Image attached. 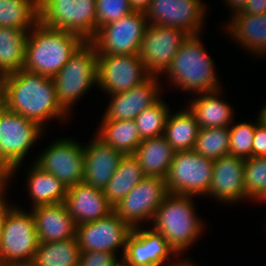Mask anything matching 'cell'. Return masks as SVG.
Returning a JSON list of instances; mask_svg holds the SVG:
<instances>
[{
    "label": "cell",
    "instance_id": "cell-1",
    "mask_svg": "<svg viewBox=\"0 0 266 266\" xmlns=\"http://www.w3.org/2000/svg\"><path fill=\"white\" fill-rule=\"evenodd\" d=\"M4 107L42 128L50 119L69 115L58 102L53 78L24 69L6 75Z\"/></svg>",
    "mask_w": 266,
    "mask_h": 266
},
{
    "label": "cell",
    "instance_id": "cell-2",
    "mask_svg": "<svg viewBox=\"0 0 266 266\" xmlns=\"http://www.w3.org/2000/svg\"><path fill=\"white\" fill-rule=\"evenodd\" d=\"M85 41L76 33L53 29L39 21L27 34L22 69L54 78Z\"/></svg>",
    "mask_w": 266,
    "mask_h": 266
},
{
    "label": "cell",
    "instance_id": "cell-3",
    "mask_svg": "<svg viewBox=\"0 0 266 266\" xmlns=\"http://www.w3.org/2000/svg\"><path fill=\"white\" fill-rule=\"evenodd\" d=\"M200 35H189L164 72L180 90L195 93L220 90L214 61L201 44Z\"/></svg>",
    "mask_w": 266,
    "mask_h": 266
},
{
    "label": "cell",
    "instance_id": "cell-4",
    "mask_svg": "<svg viewBox=\"0 0 266 266\" xmlns=\"http://www.w3.org/2000/svg\"><path fill=\"white\" fill-rule=\"evenodd\" d=\"M192 197L195 196L169 194L152 219L151 228L162 234L177 254L196 243L205 226L195 214Z\"/></svg>",
    "mask_w": 266,
    "mask_h": 266
},
{
    "label": "cell",
    "instance_id": "cell-5",
    "mask_svg": "<svg viewBox=\"0 0 266 266\" xmlns=\"http://www.w3.org/2000/svg\"><path fill=\"white\" fill-rule=\"evenodd\" d=\"M97 64V50L90 41H85L53 78L58 102L67 113L80 97L97 85Z\"/></svg>",
    "mask_w": 266,
    "mask_h": 266
},
{
    "label": "cell",
    "instance_id": "cell-6",
    "mask_svg": "<svg viewBox=\"0 0 266 266\" xmlns=\"http://www.w3.org/2000/svg\"><path fill=\"white\" fill-rule=\"evenodd\" d=\"M39 21L89 41L96 34L95 0H39Z\"/></svg>",
    "mask_w": 266,
    "mask_h": 266
},
{
    "label": "cell",
    "instance_id": "cell-7",
    "mask_svg": "<svg viewBox=\"0 0 266 266\" xmlns=\"http://www.w3.org/2000/svg\"><path fill=\"white\" fill-rule=\"evenodd\" d=\"M38 123L12 112L0 109V162L11 172L18 170L32 145L43 135Z\"/></svg>",
    "mask_w": 266,
    "mask_h": 266
},
{
    "label": "cell",
    "instance_id": "cell-8",
    "mask_svg": "<svg viewBox=\"0 0 266 266\" xmlns=\"http://www.w3.org/2000/svg\"><path fill=\"white\" fill-rule=\"evenodd\" d=\"M214 160L194 150L177 151L165 182L170 194L207 196L212 180Z\"/></svg>",
    "mask_w": 266,
    "mask_h": 266
},
{
    "label": "cell",
    "instance_id": "cell-9",
    "mask_svg": "<svg viewBox=\"0 0 266 266\" xmlns=\"http://www.w3.org/2000/svg\"><path fill=\"white\" fill-rule=\"evenodd\" d=\"M147 25L144 12L132 11L117 21L98 27L89 41L98 55L138 54Z\"/></svg>",
    "mask_w": 266,
    "mask_h": 266
},
{
    "label": "cell",
    "instance_id": "cell-10",
    "mask_svg": "<svg viewBox=\"0 0 266 266\" xmlns=\"http://www.w3.org/2000/svg\"><path fill=\"white\" fill-rule=\"evenodd\" d=\"M169 194L165 179L145 176L113 211L131 229L138 228L141 222L152 221L155 211Z\"/></svg>",
    "mask_w": 266,
    "mask_h": 266
},
{
    "label": "cell",
    "instance_id": "cell-11",
    "mask_svg": "<svg viewBox=\"0 0 266 266\" xmlns=\"http://www.w3.org/2000/svg\"><path fill=\"white\" fill-rule=\"evenodd\" d=\"M14 207L7 215L0 236V257L3 264L33 260L39 246L38 234L31 211Z\"/></svg>",
    "mask_w": 266,
    "mask_h": 266
},
{
    "label": "cell",
    "instance_id": "cell-12",
    "mask_svg": "<svg viewBox=\"0 0 266 266\" xmlns=\"http://www.w3.org/2000/svg\"><path fill=\"white\" fill-rule=\"evenodd\" d=\"M150 76L138 54L98 55L97 86L109 96L128 91Z\"/></svg>",
    "mask_w": 266,
    "mask_h": 266
},
{
    "label": "cell",
    "instance_id": "cell-13",
    "mask_svg": "<svg viewBox=\"0 0 266 266\" xmlns=\"http://www.w3.org/2000/svg\"><path fill=\"white\" fill-rule=\"evenodd\" d=\"M188 36L179 28L148 24L138 52L145 69L151 75L164 74Z\"/></svg>",
    "mask_w": 266,
    "mask_h": 266
},
{
    "label": "cell",
    "instance_id": "cell-14",
    "mask_svg": "<svg viewBox=\"0 0 266 266\" xmlns=\"http://www.w3.org/2000/svg\"><path fill=\"white\" fill-rule=\"evenodd\" d=\"M33 163L69 188L83 181L84 146L74 139L61 138L44 149Z\"/></svg>",
    "mask_w": 266,
    "mask_h": 266
},
{
    "label": "cell",
    "instance_id": "cell-15",
    "mask_svg": "<svg viewBox=\"0 0 266 266\" xmlns=\"http://www.w3.org/2000/svg\"><path fill=\"white\" fill-rule=\"evenodd\" d=\"M207 6L200 0H151L145 12L148 24L179 28L201 35Z\"/></svg>",
    "mask_w": 266,
    "mask_h": 266
},
{
    "label": "cell",
    "instance_id": "cell-16",
    "mask_svg": "<svg viewBox=\"0 0 266 266\" xmlns=\"http://www.w3.org/2000/svg\"><path fill=\"white\" fill-rule=\"evenodd\" d=\"M131 228L114 211L96 221L76 226V238L81 252L108 251L117 254L122 248L124 254L126 240Z\"/></svg>",
    "mask_w": 266,
    "mask_h": 266
},
{
    "label": "cell",
    "instance_id": "cell-17",
    "mask_svg": "<svg viewBox=\"0 0 266 266\" xmlns=\"http://www.w3.org/2000/svg\"><path fill=\"white\" fill-rule=\"evenodd\" d=\"M174 255L178 256L162 234L138 227L128 235L121 259L126 266H163Z\"/></svg>",
    "mask_w": 266,
    "mask_h": 266
},
{
    "label": "cell",
    "instance_id": "cell-18",
    "mask_svg": "<svg viewBox=\"0 0 266 266\" xmlns=\"http://www.w3.org/2000/svg\"><path fill=\"white\" fill-rule=\"evenodd\" d=\"M244 167V158L230 154L215 159L207 195L230 204L246 201L248 198L244 188Z\"/></svg>",
    "mask_w": 266,
    "mask_h": 266
},
{
    "label": "cell",
    "instance_id": "cell-19",
    "mask_svg": "<svg viewBox=\"0 0 266 266\" xmlns=\"http://www.w3.org/2000/svg\"><path fill=\"white\" fill-rule=\"evenodd\" d=\"M159 77L151 75L146 81L128 91L110 96L104 117L107 120H134L144 109L161 98Z\"/></svg>",
    "mask_w": 266,
    "mask_h": 266
},
{
    "label": "cell",
    "instance_id": "cell-20",
    "mask_svg": "<svg viewBox=\"0 0 266 266\" xmlns=\"http://www.w3.org/2000/svg\"><path fill=\"white\" fill-rule=\"evenodd\" d=\"M124 154L105 144L97 136L84 146L83 181L94 188L104 190Z\"/></svg>",
    "mask_w": 266,
    "mask_h": 266
},
{
    "label": "cell",
    "instance_id": "cell-21",
    "mask_svg": "<svg viewBox=\"0 0 266 266\" xmlns=\"http://www.w3.org/2000/svg\"><path fill=\"white\" fill-rule=\"evenodd\" d=\"M64 203L76 226L101 219L113 211L104 191L84 182L67 188Z\"/></svg>",
    "mask_w": 266,
    "mask_h": 266
},
{
    "label": "cell",
    "instance_id": "cell-22",
    "mask_svg": "<svg viewBox=\"0 0 266 266\" xmlns=\"http://www.w3.org/2000/svg\"><path fill=\"white\" fill-rule=\"evenodd\" d=\"M39 243L63 241L76 237V224L64 202L31 209Z\"/></svg>",
    "mask_w": 266,
    "mask_h": 266
},
{
    "label": "cell",
    "instance_id": "cell-23",
    "mask_svg": "<svg viewBox=\"0 0 266 266\" xmlns=\"http://www.w3.org/2000/svg\"><path fill=\"white\" fill-rule=\"evenodd\" d=\"M225 27L240 46L254 55H266V13L253 15L237 12Z\"/></svg>",
    "mask_w": 266,
    "mask_h": 266
},
{
    "label": "cell",
    "instance_id": "cell-24",
    "mask_svg": "<svg viewBox=\"0 0 266 266\" xmlns=\"http://www.w3.org/2000/svg\"><path fill=\"white\" fill-rule=\"evenodd\" d=\"M220 90L199 93L191 99L189 110L195 116L199 128L228 127L234 117V110L229 103L219 98Z\"/></svg>",
    "mask_w": 266,
    "mask_h": 266
},
{
    "label": "cell",
    "instance_id": "cell-25",
    "mask_svg": "<svg viewBox=\"0 0 266 266\" xmlns=\"http://www.w3.org/2000/svg\"><path fill=\"white\" fill-rule=\"evenodd\" d=\"M176 151L167 143L164 135L142 140L133 154L146 176L163 179L168 174Z\"/></svg>",
    "mask_w": 266,
    "mask_h": 266
},
{
    "label": "cell",
    "instance_id": "cell-26",
    "mask_svg": "<svg viewBox=\"0 0 266 266\" xmlns=\"http://www.w3.org/2000/svg\"><path fill=\"white\" fill-rule=\"evenodd\" d=\"M101 122L96 133L99 139L124 155L135 153L142 141L135 120H107L103 116Z\"/></svg>",
    "mask_w": 266,
    "mask_h": 266
},
{
    "label": "cell",
    "instance_id": "cell-27",
    "mask_svg": "<svg viewBox=\"0 0 266 266\" xmlns=\"http://www.w3.org/2000/svg\"><path fill=\"white\" fill-rule=\"evenodd\" d=\"M27 186L32 208L65 201L67 187L53 174L42 171L34 163L29 169Z\"/></svg>",
    "mask_w": 266,
    "mask_h": 266
},
{
    "label": "cell",
    "instance_id": "cell-28",
    "mask_svg": "<svg viewBox=\"0 0 266 266\" xmlns=\"http://www.w3.org/2000/svg\"><path fill=\"white\" fill-rule=\"evenodd\" d=\"M145 176L137 158L133 154L124 155L118 169L103 190L108 203L112 207L116 206Z\"/></svg>",
    "mask_w": 266,
    "mask_h": 266
},
{
    "label": "cell",
    "instance_id": "cell-29",
    "mask_svg": "<svg viewBox=\"0 0 266 266\" xmlns=\"http://www.w3.org/2000/svg\"><path fill=\"white\" fill-rule=\"evenodd\" d=\"M185 109L172 115L169 112L166 119L164 136L176 152L193 150L199 131L195 116L188 106Z\"/></svg>",
    "mask_w": 266,
    "mask_h": 266
},
{
    "label": "cell",
    "instance_id": "cell-30",
    "mask_svg": "<svg viewBox=\"0 0 266 266\" xmlns=\"http://www.w3.org/2000/svg\"><path fill=\"white\" fill-rule=\"evenodd\" d=\"M28 32L0 27V73L7 75L23 68Z\"/></svg>",
    "mask_w": 266,
    "mask_h": 266
},
{
    "label": "cell",
    "instance_id": "cell-31",
    "mask_svg": "<svg viewBox=\"0 0 266 266\" xmlns=\"http://www.w3.org/2000/svg\"><path fill=\"white\" fill-rule=\"evenodd\" d=\"M81 250L77 238L39 243L33 261L37 266H78Z\"/></svg>",
    "mask_w": 266,
    "mask_h": 266
},
{
    "label": "cell",
    "instance_id": "cell-32",
    "mask_svg": "<svg viewBox=\"0 0 266 266\" xmlns=\"http://www.w3.org/2000/svg\"><path fill=\"white\" fill-rule=\"evenodd\" d=\"M39 22V0H0V27L30 31Z\"/></svg>",
    "mask_w": 266,
    "mask_h": 266
},
{
    "label": "cell",
    "instance_id": "cell-33",
    "mask_svg": "<svg viewBox=\"0 0 266 266\" xmlns=\"http://www.w3.org/2000/svg\"><path fill=\"white\" fill-rule=\"evenodd\" d=\"M230 128H199L193 150L197 154L215 160L229 155Z\"/></svg>",
    "mask_w": 266,
    "mask_h": 266
},
{
    "label": "cell",
    "instance_id": "cell-34",
    "mask_svg": "<svg viewBox=\"0 0 266 266\" xmlns=\"http://www.w3.org/2000/svg\"><path fill=\"white\" fill-rule=\"evenodd\" d=\"M162 99L160 98L151 107L144 109L134 119L141 140L164 135L166 119L170 109Z\"/></svg>",
    "mask_w": 266,
    "mask_h": 266
},
{
    "label": "cell",
    "instance_id": "cell-35",
    "mask_svg": "<svg viewBox=\"0 0 266 266\" xmlns=\"http://www.w3.org/2000/svg\"><path fill=\"white\" fill-rule=\"evenodd\" d=\"M244 188L248 199L255 201L266 190V157L245 159Z\"/></svg>",
    "mask_w": 266,
    "mask_h": 266
},
{
    "label": "cell",
    "instance_id": "cell-36",
    "mask_svg": "<svg viewBox=\"0 0 266 266\" xmlns=\"http://www.w3.org/2000/svg\"><path fill=\"white\" fill-rule=\"evenodd\" d=\"M259 118L257 122L248 123L240 122L230 128V145L229 154L240 157V158H250L253 156V139L255 135L256 125L259 123Z\"/></svg>",
    "mask_w": 266,
    "mask_h": 266
},
{
    "label": "cell",
    "instance_id": "cell-37",
    "mask_svg": "<svg viewBox=\"0 0 266 266\" xmlns=\"http://www.w3.org/2000/svg\"><path fill=\"white\" fill-rule=\"evenodd\" d=\"M96 3V32L97 28L112 23L130 14L129 0H95Z\"/></svg>",
    "mask_w": 266,
    "mask_h": 266
},
{
    "label": "cell",
    "instance_id": "cell-38",
    "mask_svg": "<svg viewBox=\"0 0 266 266\" xmlns=\"http://www.w3.org/2000/svg\"><path fill=\"white\" fill-rule=\"evenodd\" d=\"M117 256L108 251L81 252L78 266H118L122 260H119Z\"/></svg>",
    "mask_w": 266,
    "mask_h": 266
},
{
    "label": "cell",
    "instance_id": "cell-39",
    "mask_svg": "<svg viewBox=\"0 0 266 266\" xmlns=\"http://www.w3.org/2000/svg\"><path fill=\"white\" fill-rule=\"evenodd\" d=\"M253 156L266 157V127L260 122L256 125L253 139Z\"/></svg>",
    "mask_w": 266,
    "mask_h": 266
},
{
    "label": "cell",
    "instance_id": "cell-40",
    "mask_svg": "<svg viewBox=\"0 0 266 266\" xmlns=\"http://www.w3.org/2000/svg\"><path fill=\"white\" fill-rule=\"evenodd\" d=\"M245 14L261 15L266 13V0H248L240 11Z\"/></svg>",
    "mask_w": 266,
    "mask_h": 266
},
{
    "label": "cell",
    "instance_id": "cell-41",
    "mask_svg": "<svg viewBox=\"0 0 266 266\" xmlns=\"http://www.w3.org/2000/svg\"><path fill=\"white\" fill-rule=\"evenodd\" d=\"M6 190H7V186L4 189H0V236L2 234L4 222H5L7 215L15 207V205L12 206L8 202H6V201H8L5 198L6 197L5 191Z\"/></svg>",
    "mask_w": 266,
    "mask_h": 266
},
{
    "label": "cell",
    "instance_id": "cell-42",
    "mask_svg": "<svg viewBox=\"0 0 266 266\" xmlns=\"http://www.w3.org/2000/svg\"><path fill=\"white\" fill-rule=\"evenodd\" d=\"M131 9L133 11H140V12H146L148 7L150 6L151 0H129Z\"/></svg>",
    "mask_w": 266,
    "mask_h": 266
},
{
    "label": "cell",
    "instance_id": "cell-43",
    "mask_svg": "<svg viewBox=\"0 0 266 266\" xmlns=\"http://www.w3.org/2000/svg\"><path fill=\"white\" fill-rule=\"evenodd\" d=\"M11 178V172L0 162V189L8 186L7 183H9Z\"/></svg>",
    "mask_w": 266,
    "mask_h": 266
},
{
    "label": "cell",
    "instance_id": "cell-44",
    "mask_svg": "<svg viewBox=\"0 0 266 266\" xmlns=\"http://www.w3.org/2000/svg\"><path fill=\"white\" fill-rule=\"evenodd\" d=\"M225 4H227L226 7H230L233 11L232 15H234L237 12H240L244 7L248 0H225Z\"/></svg>",
    "mask_w": 266,
    "mask_h": 266
},
{
    "label": "cell",
    "instance_id": "cell-45",
    "mask_svg": "<svg viewBox=\"0 0 266 266\" xmlns=\"http://www.w3.org/2000/svg\"><path fill=\"white\" fill-rule=\"evenodd\" d=\"M5 85L6 75L0 73V109L4 108L5 105Z\"/></svg>",
    "mask_w": 266,
    "mask_h": 266
},
{
    "label": "cell",
    "instance_id": "cell-46",
    "mask_svg": "<svg viewBox=\"0 0 266 266\" xmlns=\"http://www.w3.org/2000/svg\"><path fill=\"white\" fill-rule=\"evenodd\" d=\"M3 266H37L33 260L13 261L3 264Z\"/></svg>",
    "mask_w": 266,
    "mask_h": 266
},
{
    "label": "cell",
    "instance_id": "cell-47",
    "mask_svg": "<svg viewBox=\"0 0 266 266\" xmlns=\"http://www.w3.org/2000/svg\"><path fill=\"white\" fill-rule=\"evenodd\" d=\"M257 118H259L260 123L266 127V105L261 109Z\"/></svg>",
    "mask_w": 266,
    "mask_h": 266
},
{
    "label": "cell",
    "instance_id": "cell-48",
    "mask_svg": "<svg viewBox=\"0 0 266 266\" xmlns=\"http://www.w3.org/2000/svg\"><path fill=\"white\" fill-rule=\"evenodd\" d=\"M258 200V202L260 201H262V202H265L266 201V190L262 193V195L261 196H259L257 199H256V201Z\"/></svg>",
    "mask_w": 266,
    "mask_h": 266
},
{
    "label": "cell",
    "instance_id": "cell-49",
    "mask_svg": "<svg viewBox=\"0 0 266 266\" xmlns=\"http://www.w3.org/2000/svg\"><path fill=\"white\" fill-rule=\"evenodd\" d=\"M171 266H186V259L185 260H180L177 263H173Z\"/></svg>",
    "mask_w": 266,
    "mask_h": 266
},
{
    "label": "cell",
    "instance_id": "cell-50",
    "mask_svg": "<svg viewBox=\"0 0 266 266\" xmlns=\"http://www.w3.org/2000/svg\"><path fill=\"white\" fill-rule=\"evenodd\" d=\"M186 266H197L193 261L186 260Z\"/></svg>",
    "mask_w": 266,
    "mask_h": 266
},
{
    "label": "cell",
    "instance_id": "cell-51",
    "mask_svg": "<svg viewBox=\"0 0 266 266\" xmlns=\"http://www.w3.org/2000/svg\"><path fill=\"white\" fill-rule=\"evenodd\" d=\"M118 266H126L123 262H121Z\"/></svg>",
    "mask_w": 266,
    "mask_h": 266
},
{
    "label": "cell",
    "instance_id": "cell-52",
    "mask_svg": "<svg viewBox=\"0 0 266 266\" xmlns=\"http://www.w3.org/2000/svg\"><path fill=\"white\" fill-rule=\"evenodd\" d=\"M0 266H3V262H2V260H1V257H0Z\"/></svg>",
    "mask_w": 266,
    "mask_h": 266
}]
</instances>
